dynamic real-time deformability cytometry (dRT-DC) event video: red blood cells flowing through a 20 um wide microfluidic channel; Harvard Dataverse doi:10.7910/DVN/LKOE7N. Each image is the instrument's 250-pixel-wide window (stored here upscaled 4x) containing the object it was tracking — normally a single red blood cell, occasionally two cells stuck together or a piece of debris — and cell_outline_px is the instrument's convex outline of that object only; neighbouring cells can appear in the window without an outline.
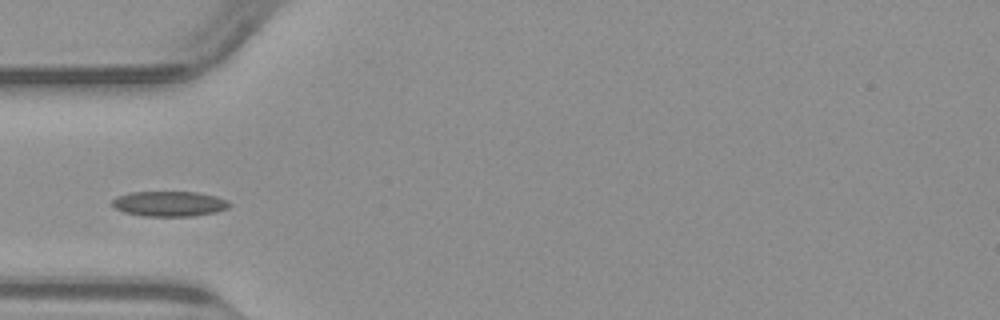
{"species": "common noctule bat (a hibernating species)", "species_latin": "Nyctalus noctula", "temperature_condition": "warm", "stored_images_in_passage": 49, "camera_frame_rate_fps": 3000, "um_per_image_px": 0.085, "animal": {"sex": "male", "body_mass_g": 23.1, "forearm_length_mm": 52.7}, "frame": {"image": 1, "passage_image": 14, "time_ms": 4.333, "image_size_px": [1000, 320], "cell_outline_px": [[232, 204], [228, 208], [216, 212], [192, 216], [144, 216], [124, 212], [116, 208], [112, 204], [112, 200], [116, 196], [132, 192], [196, 192], [216, 196], [228, 200]], "centroid_in_image_um": [14.42, 17.32], "position_along_channel_um": 70.6, "area_um2": 17.22}}
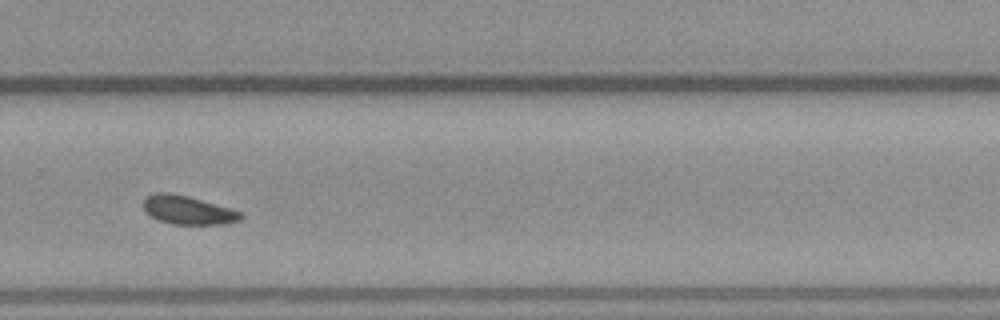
{"frame": {"image": 2, "passage_image": 32, "time_ms": 10.333, "image_size_px": [1000, 320], "cell_outline_px": [[244, 216], [240, 220], [224, 224], [172, 224], [160, 220], [152, 216], [144, 208], [144, 200], [152, 192], [168, 192], [188, 196], [244, 212]], "centroid_in_image_um": [16.02, 17.85], "position_along_channel_um": 313.8, "area_um2": 16.13}}
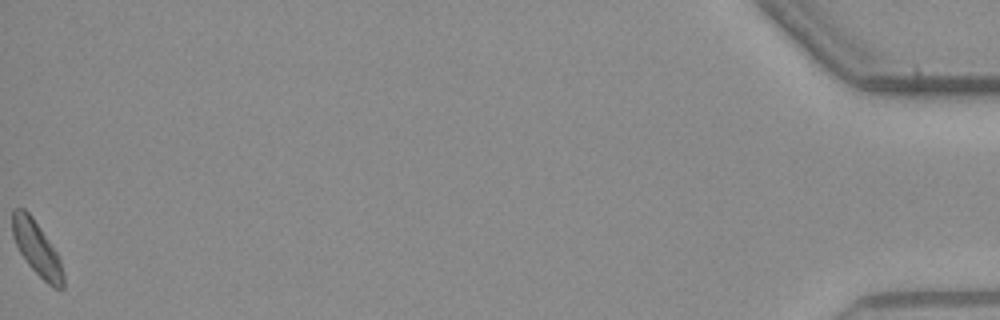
{"frame": {"image": 3, "passage_image": 49, "time_ms": 16.0, "image_size_px": [1000, 320], "cell_outline_px": [[64, 288], [52, 288], [28, 264], [20, 252], [12, 236], [12, 208], [24, 208], [32, 216], [56, 252], [60, 260], [64, 276]], "centroid_in_image_um": [3.11, 21.11], "position_along_channel_um": 432.1, "area_um2": 15.84}}